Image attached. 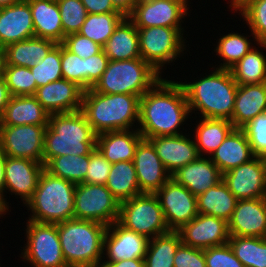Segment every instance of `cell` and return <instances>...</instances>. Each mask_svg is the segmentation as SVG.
Returning a JSON list of instances; mask_svg holds the SVG:
<instances>
[{
  "label": "cell",
  "mask_w": 266,
  "mask_h": 267,
  "mask_svg": "<svg viewBox=\"0 0 266 267\" xmlns=\"http://www.w3.org/2000/svg\"><path fill=\"white\" fill-rule=\"evenodd\" d=\"M191 116L186 94L180 81L161 78L140 97L138 131L143 139L180 135ZM187 119V120H186Z\"/></svg>",
  "instance_id": "1"
},
{
  "label": "cell",
  "mask_w": 266,
  "mask_h": 267,
  "mask_svg": "<svg viewBox=\"0 0 266 267\" xmlns=\"http://www.w3.org/2000/svg\"><path fill=\"white\" fill-rule=\"evenodd\" d=\"M212 72L183 86L191 115L231 120L238 84L230 70L212 67ZM193 112V113H192Z\"/></svg>",
  "instance_id": "2"
},
{
  "label": "cell",
  "mask_w": 266,
  "mask_h": 267,
  "mask_svg": "<svg viewBox=\"0 0 266 267\" xmlns=\"http://www.w3.org/2000/svg\"><path fill=\"white\" fill-rule=\"evenodd\" d=\"M97 134L81 110L51 114L44 133L43 165L63 155H90L96 149Z\"/></svg>",
  "instance_id": "3"
},
{
  "label": "cell",
  "mask_w": 266,
  "mask_h": 267,
  "mask_svg": "<svg viewBox=\"0 0 266 267\" xmlns=\"http://www.w3.org/2000/svg\"><path fill=\"white\" fill-rule=\"evenodd\" d=\"M139 110L137 95L103 94L92 88L83 92L81 111L96 134L137 129Z\"/></svg>",
  "instance_id": "4"
},
{
  "label": "cell",
  "mask_w": 266,
  "mask_h": 267,
  "mask_svg": "<svg viewBox=\"0 0 266 267\" xmlns=\"http://www.w3.org/2000/svg\"><path fill=\"white\" fill-rule=\"evenodd\" d=\"M107 226L92 220L69 219L57 223L62 254L68 267H98L103 260Z\"/></svg>",
  "instance_id": "5"
},
{
  "label": "cell",
  "mask_w": 266,
  "mask_h": 267,
  "mask_svg": "<svg viewBox=\"0 0 266 267\" xmlns=\"http://www.w3.org/2000/svg\"><path fill=\"white\" fill-rule=\"evenodd\" d=\"M75 188V183L44 169L32 198L25 205L32 213L28 219L49 224L73 219Z\"/></svg>",
  "instance_id": "6"
},
{
  "label": "cell",
  "mask_w": 266,
  "mask_h": 267,
  "mask_svg": "<svg viewBox=\"0 0 266 267\" xmlns=\"http://www.w3.org/2000/svg\"><path fill=\"white\" fill-rule=\"evenodd\" d=\"M161 78V74L142 58L109 60L106 70L92 89L103 94H130L142 97Z\"/></svg>",
  "instance_id": "7"
},
{
  "label": "cell",
  "mask_w": 266,
  "mask_h": 267,
  "mask_svg": "<svg viewBox=\"0 0 266 267\" xmlns=\"http://www.w3.org/2000/svg\"><path fill=\"white\" fill-rule=\"evenodd\" d=\"M137 30L141 58L161 75L165 64L174 63L186 50L188 41L183 37L185 30L182 27L153 26Z\"/></svg>",
  "instance_id": "8"
},
{
  "label": "cell",
  "mask_w": 266,
  "mask_h": 267,
  "mask_svg": "<svg viewBox=\"0 0 266 267\" xmlns=\"http://www.w3.org/2000/svg\"><path fill=\"white\" fill-rule=\"evenodd\" d=\"M117 222L149 239L170 232L155 194L142 193L121 202Z\"/></svg>",
  "instance_id": "9"
},
{
  "label": "cell",
  "mask_w": 266,
  "mask_h": 267,
  "mask_svg": "<svg viewBox=\"0 0 266 267\" xmlns=\"http://www.w3.org/2000/svg\"><path fill=\"white\" fill-rule=\"evenodd\" d=\"M26 244L20 258L32 267H68L61 249L57 224L26 220Z\"/></svg>",
  "instance_id": "10"
},
{
  "label": "cell",
  "mask_w": 266,
  "mask_h": 267,
  "mask_svg": "<svg viewBox=\"0 0 266 267\" xmlns=\"http://www.w3.org/2000/svg\"><path fill=\"white\" fill-rule=\"evenodd\" d=\"M120 202L101 184L78 183L75 188L74 218L92 220L106 226L116 222Z\"/></svg>",
  "instance_id": "11"
},
{
  "label": "cell",
  "mask_w": 266,
  "mask_h": 267,
  "mask_svg": "<svg viewBox=\"0 0 266 267\" xmlns=\"http://www.w3.org/2000/svg\"><path fill=\"white\" fill-rule=\"evenodd\" d=\"M47 126H0V148L6 156L43 164L44 133Z\"/></svg>",
  "instance_id": "12"
},
{
  "label": "cell",
  "mask_w": 266,
  "mask_h": 267,
  "mask_svg": "<svg viewBox=\"0 0 266 267\" xmlns=\"http://www.w3.org/2000/svg\"><path fill=\"white\" fill-rule=\"evenodd\" d=\"M155 195L170 231H178L199 214L196 196L172 177Z\"/></svg>",
  "instance_id": "13"
},
{
  "label": "cell",
  "mask_w": 266,
  "mask_h": 267,
  "mask_svg": "<svg viewBox=\"0 0 266 267\" xmlns=\"http://www.w3.org/2000/svg\"><path fill=\"white\" fill-rule=\"evenodd\" d=\"M190 0H152L134 5L128 18L137 28L182 27ZM189 6V7H188Z\"/></svg>",
  "instance_id": "14"
},
{
  "label": "cell",
  "mask_w": 266,
  "mask_h": 267,
  "mask_svg": "<svg viewBox=\"0 0 266 267\" xmlns=\"http://www.w3.org/2000/svg\"><path fill=\"white\" fill-rule=\"evenodd\" d=\"M224 183L238 199L266 197V158L255 156L249 162L223 174Z\"/></svg>",
  "instance_id": "15"
},
{
  "label": "cell",
  "mask_w": 266,
  "mask_h": 267,
  "mask_svg": "<svg viewBox=\"0 0 266 267\" xmlns=\"http://www.w3.org/2000/svg\"><path fill=\"white\" fill-rule=\"evenodd\" d=\"M149 240L146 236L126 229L116 221L107 226L103 238V260L101 263L144 259Z\"/></svg>",
  "instance_id": "16"
},
{
  "label": "cell",
  "mask_w": 266,
  "mask_h": 267,
  "mask_svg": "<svg viewBox=\"0 0 266 267\" xmlns=\"http://www.w3.org/2000/svg\"><path fill=\"white\" fill-rule=\"evenodd\" d=\"M177 232L182 244L203 250L225 245L230 238L228 222L206 214H198Z\"/></svg>",
  "instance_id": "17"
},
{
  "label": "cell",
  "mask_w": 266,
  "mask_h": 267,
  "mask_svg": "<svg viewBox=\"0 0 266 267\" xmlns=\"http://www.w3.org/2000/svg\"><path fill=\"white\" fill-rule=\"evenodd\" d=\"M133 164L141 193L155 194L172 177L147 139L137 145Z\"/></svg>",
  "instance_id": "18"
},
{
  "label": "cell",
  "mask_w": 266,
  "mask_h": 267,
  "mask_svg": "<svg viewBox=\"0 0 266 267\" xmlns=\"http://www.w3.org/2000/svg\"><path fill=\"white\" fill-rule=\"evenodd\" d=\"M44 170L42 163L34 160L6 157L5 162V193L21 198L23 204L32 198L38 180ZM7 190L9 192H7Z\"/></svg>",
  "instance_id": "19"
},
{
  "label": "cell",
  "mask_w": 266,
  "mask_h": 267,
  "mask_svg": "<svg viewBox=\"0 0 266 267\" xmlns=\"http://www.w3.org/2000/svg\"><path fill=\"white\" fill-rule=\"evenodd\" d=\"M83 92L76 83L60 79L38 87L34 96L51 115L81 110Z\"/></svg>",
  "instance_id": "20"
},
{
  "label": "cell",
  "mask_w": 266,
  "mask_h": 267,
  "mask_svg": "<svg viewBox=\"0 0 266 267\" xmlns=\"http://www.w3.org/2000/svg\"><path fill=\"white\" fill-rule=\"evenodd\" d=\"M230 236L263 238L266 235V197L238 200L228 221Z\"/></svg>",
  "instance_id": "21"
},
{
  "label": "cell",
  "mask_w": 266,
  "mask_h": 267,
  "mask_svg": "<svg viewBox=\"0 0 266 267\" xmlns=\"http://www.w3.org/2000/svg\"><path fill=\"white\" fill-rule=\"evenodd\" d=\"M184 134L148 139L171 176L181 167L195 161L200 156L194 138L191 137V134Z\"/></svg>",
  "instance_id": "22"
},
{
  "label": "cell",
  "mask_w": 266,
  "mask_h": 267,
  "mask_svg": "<svg viewBox=\"0 0 266 267\" xmlns=\"http://www.w3.org/2000/svg\"><path fill=\"white\" fill-rule=\"evenodd\" d=\"M32 12L27 0L0 8V46L34 37Z\"/></svg>",
  "instance_id": "23"
},
{
  "label": "cell",
  "mask_w": 266,
  "mask_h": 267,
  "mask_svg": "<svg viewBox=\"0 0 266 267\" xmlns=\"http://www.w3.org/2000/svg\"><path fill=\"white\" fill-rule=\"evenodd\" d=\"M172 178L197 197L221 182L223 174L209 157L199 156L176 171Z\"/></svg>",
  "instance_id": "24"
},
{
  "label": "cell",
  "mask_w": 266,
  "mask_h": 267,
  "mask_svg": "<svg viewBox=\"0 0 266 267\" xmlns=\"http://www.w3.org/2000/svg\"><path fill=\"white\" fill-rule=\"evenodd\" d=\"M254 157L244 130L234 128L209 158L224 174Z\"/></svg>",
  "instance_id": "25"
},
{
  "label": "cell",
  "mask_w": 266,
  "mask_h": 267,
  "mask_svg": "<svg viewBox=\"0 0 266 267\" xmlns=\"http://www.w3.org/2000/svg\"><path fill=\"white\" fill-rule=\"evenodd\" d=\"M49 116L34 95L11 96L0 117V126H48Z\"/></svg>",
  "instance_id": "26"
},
{
  "label": "cell",
  "mask_w": 266,
  "mask_h": 267,
  "mask_svg": "<svg viewBox=\"0 0 266 267\" xmlns=\"http://www.w3.org/2000/svg\"><path fill=\"white\" fill-rule=\"evenodd\" d=\"M142 139L138 129L107 131L97 134L96 148L112 164L133 161L136 147Z\"/></svg>",
  "instance_id": "27"
},
{
  "label": "cell",
  "mask_w": 266,
  "mask_h": 267,
  "mask_svg": "<svg viewBox=\"0 0 266 267\" xmlns=\"http://www.w3.org/2000/svg\"><path fill=\"white\" fill-rule=\"evenodd\" d=\"M266 112V82L238 85L231 122L242 129L259 114Z\"/></svg>",
  "instance_id": "28"
},
{
  "label": "cell",
  "mask_w": 266,
  "mask_h": 267,
  "mask_svg": "<svg viewBox=\"0 0 266 267\" xmlns=\"http://www.w3.org/2000/svg\"><path fill=\"white\" fill-rule=\"evenodd\" d=\"M32 12L35 37L63 43L60 10L56 0H27Z\"/></svg>",
  "instance_id": "29"
},
{
  "label": "cell",
  "mask_w": 266,
  "mask_h": 267,
  "mask_svg": "<svg viewBox=\"0 0 266 267\" xmlns=\"http://www.w3.org/2000/svg\"><path fill=\"white\" fill-rule=\"evenodd\" d=\"M109 60L121 61L141 58L137 27L125 17L102 47Z\"/></svg>",
  "instance_id": "30"
},
{
  "label": "cell",
  "mask_w": 266,
  "mask_h": 267,
  "mask_svg": "<svg viewBox=\"0 0 266 267\" xmlns=\"http://www.w3.org/2000/svg\"><path fill=\"white\" fill-rule=\"evenodd\" d=\"M198 122V123H197ZM195 135H192L200 156L210 157L234 129L230 120L201 118L196 120Z\"/></svg>",
  "instance_id": "31"
},
{
  "label": "cell",
  "mask_w": 266,
  "mask_h": 267,
  "mask_svg": "<svg viewBox=\"0 0 266 267\" xmlns=\"http://www.w3.org/2000/svg\"><path fill=\"white\" fill-rule=\"evenodd\" d=\"M57 43L40 37H31L23 41L8 44L6 65L33 67L39 63Z\"/></svg>",
  "instance_id": "32"
},
{
  "label": "cell",
  "mask_w": 266,
  "mask_h": 267,
  "mask_svg": "<svg viewBox=\"0 0 266 267\" xmlns=\"http://www.w3.org/2000/svg\"><path fill=\"white\" fill-rule=\"evenodd\" d=\"M196 199L199 214L215 216L227 222L231 219L238 201L223 180L197 196Z\"/></svg>",
  "instance_id": "33"
},
{
  "label": "cell",
  "mask_w": 266,
  "mask_h": 267,
  "mask_svg": "<svg viewBox=\"0 0 266 267\" xmlns=\"http://www.w3.org/2000/svg\"><path fill=\"white\" fill-rule=\"evenodd\" d=\"M105 186L120 203L142 194L133 161L112 164Z\"/></svg>",
  "instance_id": "34"
},
{
  "label": "cell",
  "mask_w": 266,
  "mask_h": 267,
  "mask_svg": "<svg viewBox=\"0 0 266 267\" xmlns=\"http://www.w3.org/2000/svg\"><path fill=\"white\" fill-rule=\"evenodd\" d=\"M232 32L233 31L222 36L220 35V38L217 39V46L213 51L223 63H220L215 68L230 70L254 46L251 41L257 42L253 33L247 36L244 33L241 34V32ZM250 36H252L254 40L248 39Z\"/></svg>",
  "instance_id": "35"
},
{
  "label": "cell",
  "mask_w": 266,
  "mask_h": 267,
  "mask_svg": "<svg viewBox=\"0 0 266 267\" xmlns=\"http://www.w3.org/2000/svg\"><path fill=\"white\" fill-rule=\"evenodd\" d=\"M254 43L250 51L231 69L238 85H252L266 82V55Z\"/></svg>",
  "instance_id": "36"
},
{
  "label": "cell",
  "mask_w": 266,
  "mask_h": 267,
  "mask_svg": "<svg viewBox=\"0 0 266 267\" xmlns=\"http://www.w3.org/2000/svg\"><path fill=\"white\" fill-rule=\"evenodd\" d=\"M181 244V237L177 231L150 239L144 257L145 267H174L175 253Z\"/></svg>",
  "instance_id": "37"
},
{
  "label": "cell",
  "mask_w": 266,
  "mask_h": 267,
  "mask_svg": "<svg viewBox=\"0 0 266 267\" xmlns=\"http://www.w3.org/2000/svg\"><path fill=\"white\" fill-rule=\"evenodd\" d=\"M124 18L120 12L88 14L78 33L103 47Z\"/></svg>",
  "instance_id": "38"
},
{
  "label": "cell",
  "mask_w": 266,
  "mask_h": 267,
  "mask_svg": "<svg viewBox=\"0 0 266 267\" xmlns=\"http://www.w3.org/2000/svg\"><path fill=\"white\" fill-rule=\"evenodd\" d=\"M90 155H63L50 159L44 169L54 176L71 181L75 184L85 180Z\"/></svg>",
  "instance_id": "39"
},
{
  "label": "cell",
  "mask_w": 266,
  "mask_h": 267,
  "mask_svg": "<svg viewBox=\"0 0 266 267\" xmlns=\"http://www.w3.org/2000/svg\"><path fill=\"white\" fill-rule=\"evenodd\" d=\"M228 244L244 267H266V242L264 238L230 236Z\"/></svg>",
  "instance_id": "40"
},
{
  "label": "cell",
  "mask_w": 266,
  "mask_h": 267,
  "mask_svg": "<svg viewBox=\"0 0 266 267\" xmlns=\"http://www.w3.org/2000/svg\"><path fill=\"white\" fill-rule=\"evenodd\" d=\"M38 87L63 79L61 69V43H57L49 53L33 67H30Z\"/></svg>",
  "instance_id": "41"
},
{
  "label": "cell",
  "mask_w": 266,
  "mask_h": 267,
  "mask_svg": "<svg viewBox=\"0 0 266 267\" xmlns=\"http://www.w3.org/2000/svg\"><path fill=\"white\" fill-rule=\"evenodd\" d=\"M238 15L254 34L258 48L266 49V0H252Z\"/></svg>",
  "instance_id": "42"
},
{
  "label": "cell",
  "mask_w": 266,
  "mask_h": 267,
  "mask_svg": "<svg viewBox=\"0 0 266 267\" xmlns=\"http://www.w3.org/2000/svg\"><path fill=\"white\" fill-rule=\"evenodd\" d=\"M4 79L11 96H28L36 93V82L30 68L6 65Z\"/></svg>",
  "instance_id": "43"
},
{
  "label": "cell",
  "mask_w": 266,
  "mask_h": 267,
  "mask_svg": "<svg viewBox=\"0 0 266 267\" xmlns=\"http://www.w3.org/2000/svg\"><path fill=\"white\" fill-rule=\"evenodd\" d=\"M61 16L64 39L67 35L78 33L88 15L81 0H56Z\"/></svg>",
  "instance_id": "44"
},
{
  "label": "cell",
  "mask_w": 266,
  "mask_h": 267,
  "mask_svg": "<svg viewBox=\"0 0 266 267\" xmlns=\"http://www.w3.org/2000/svg\"><path fill=\"white\" fill-rule=\"evenodd\" d=\"M61 69L63 79L76 83L86 90L85 59L69 51L61 43Z\"/></svg>",
  "instance_id": "45"
},
{
  "label": "cell",
  "mask_w": 266,
  "mask_h": 267,
  "mask_svg": "<svg viewBox=\"0 0 266 267\" xmlns=\"http://www.w3.org/2000/svg\"><path fill=\"white\" fill-rule=\"evenodd\" d=\"M242 129L254 155L266 158V112L259 114Z\"/></svg>",
  "instance_id": "46"
},
{
  "label": "cell",
  "mask_w": 266,
  "mask_h": 267,
  "mask_svg": "<svg viewBox=\"0 0 266 267\" xmlns=\"http://www.w3.org/2000/svg\"><path fill=\"white\" fill-rule=\"evenodd\" d=\"M204 258L206 267H244L228 243L204 249Z\"/></svg>",
  "instance_id": "47"
},
{
  "label": "cell",
  "mask_w": 266,
  "mask_h": 267,
  "mask_svg": "<svg viewBox=\"0 0 266 267\" xmlns=\"http://www.w3.org/2000/svg\"><path fill=\"white\" fill-rule=\"evenodd\" d=\"M110 163L96 148L90 154V163L85 180L82 183L105 185L111 169Z\"/></svg>",
  "instance_id": "48"
},
{
  "label": "cell",
  "mask_w": 266,
  "mask_h": 267,
  "mask_svg": "<svg viewBox=\"0 0 266 267\" xmlns=\"http://www.w3.org/2000/svg\"><path fill=\"white\" fill-rule=\"evenodd\" d=\"M62 44L69 51L84 59L96 55L103 50L102 46L79 33L67 35Z\"/></svg>",
  "instance_id": "49"
},
{
  "label": "cell",
  "mask_w": 266,
  "mask_h": 267,
  "mask_svg": "<svg viewBox=\"0 0 266 267\" xmlns=\"http://www.w3.org/2000/svg\"><path fill=\"white\" fill-rule=\"evenodd\" d=\"M174 267H206L204 250L181 244L175 253Z\"/></svg>",
  "instance_id": "50"
},
{
  "label": "cell",
  "mask_w": 266,
  "mask_h": 267,
  "mask_svg": "<svg viewBox=\"0 0 266 267\" xmlns=\"http://www.w3.org/2000/svg\"><path fill=\"white\" fill-rule=\"evenodd\" d=\"M109 58L102 50L100 53L85 59L86 90L91 89L107 68Z\"/></svg>",
  "instance_id": "51"
},
{
  "label": "cell",
  "mask_w": 266,
  "mask_h": 267,
  "mask_svg": "<svg viewBox=\"0 0 266 267\" xmlns=\"http://www.w3.org/2000/svg\"><path fill=\"white\" fill-rule=\"evenodd\" d=\"M88 14L118 12L110 0H81Z\"/></svg>",
  "instance_id": "52"
},
{
  "label": "cell",
  "mask_w": 266,
  "mask_h": 267,
  "mask_svg": "<svg viewBox=\"0 0 266 267\" xmlns=\"http://www.w3.org/2000/svg\"><path fill=\"white\" fill-rule=\"evenodd\" d=\"M6 155L0 148V203L4 210L8 213L10 204L7 202L5 195V162Z\"/></svg>",
  "instance_id": "53"
},
{
  "label": "cell",
  "mask_w": 266,
  "mask_h": 267,
  "mask_svg": "<svg viewBox=\"0 0 266 267\" xmlns=\"http://www.w3.org/2000/svg\"><path fill=\"white\" fill-rule=\"evenodd\" d=\"M98 267H145L144 259H126L112 263H100Z\"/></svg>",
  "instance_id": "54"
},
{
  "label": "cell",
  "mask_w": 266,
  "mask_h": 267,
  "mask_svg": "<svg viewBox=\"0 0 266 267\" xmlns=\"http://www.w3.org/2000/svg\"><path fill=\"white\" fill-rule=\"evenodd\" d=\"M113 7L123 14L125 17H128L134 9V0H110Z\"/></svg>",
  "instance_id": "55"
},
{
  "label": "cell",
  "mask_w": 266,
  "mask_h": 267,
  "mask_svg": "<svg viewBox=\"0 0 266 267\" xmlns=\"http://www.w3.org/2000/svg\"><path fill=\"white\" fill-rule=\"evenodd\" d=\"M10 97L11 95L9 93L6 81L4 77H2L0 78V117L3 114Z\"/></svg>",
  "instance_id": "56"
},
{
  "label": "cell",
  "mask_w": 266,
  "mask_h": 267,
  "mask_svg": "<svg viewBox=\"0 0 266 267\" xmlns=\"http://www.w3.org/2000/svg\"><path fill=\"white\" fill-rule=\"evenodd\" d=\"M252 0H230L229 7L231 8V11L238 13L243 7H245L248 3H250Z\"/></svg>",
  "instance_id": "57"
},
{
  "label": "cell",
  "mask_w": 266,
  "mask_h": 267,
  "mask_svg": "<svg viewBox=\"0 0 266 267\" xmlns=\"http://www.w3.org/2000/svg\"><path fill=\"white\" fill-rule=\"evenodd\" d=\"M6 67V50L5 47L0 46V78L4 77Z\"/></svg>",
  "instance_id": "58"
},
{
  "label": "cell",
  "mask_w": 266,
  "mask_h": 267,
  "mask_svg": "<svg viewBox=\"0 0 266 267\" xmlns=\"http://www.w3.org/2000/svg\"><path fill=\"white\" fill-rule=\"evenodd\" d=\"M21 1H24V0H0V8L7 7V6H10L12 4L21 2Z\"/></svg>",
  "instance_id": "59"
},
{
  "label": "cell",
  "mask_w": 266,
  "mask_h": 267,
  "mask_svg": "<svg viewBox=\"0 0 266 267\" xmlns=\"http://www.w3.org/2000/svg\"><path fill=\"white\" fill-rule=\"evenodd\" d=\"M7 214L6 211L4 210V208L1 206L0 203V217H4L3 215Z\"/></svg>",
  "instance_id": "60"
},
{
  "label": "cell",
  "mask_w": 266,
  "mask_h": 267,
  "mask_svg": "<svg viewBox=\"0 0 266 267\" xmlns=\"http://www.w3.org/2000/svg\"><path fill=\"white\" fill-rule=\"evenodd\" d=\"M148 1H152V0H134V3L138 4L140 2H148Z\"/></svg>",
  "instance_id": "61"
}]
</instances>
